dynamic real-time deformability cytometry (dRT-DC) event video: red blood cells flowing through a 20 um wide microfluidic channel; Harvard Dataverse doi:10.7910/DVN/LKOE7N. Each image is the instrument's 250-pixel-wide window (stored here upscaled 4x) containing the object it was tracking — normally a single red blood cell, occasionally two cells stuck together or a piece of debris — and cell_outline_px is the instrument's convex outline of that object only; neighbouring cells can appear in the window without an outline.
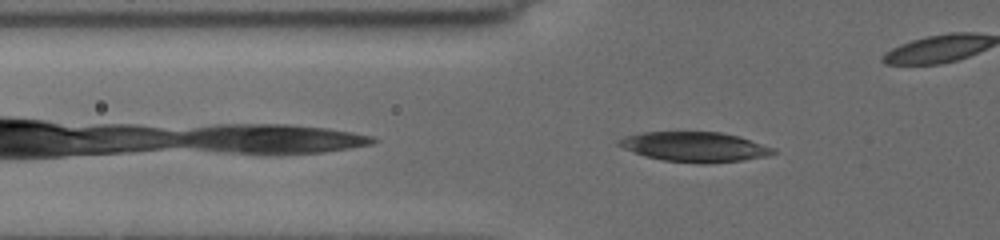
{"species": "common noctule bat (a hibernating species)", "species_latin": "Nyctalus noctula", "temperature_condition": "cold", "stored_images_in_passage": 6, "camera_frame_rate_fps": 3000, "um_per_image_px": 0.085, "animal": {"sex": "female", "body_mass_g": 19.5, "forearm_length_mm": 54.1}, "frame": {"image": 1, "passage_image": 3, "time_ms": 1.0, "image_size_px": [1000, 240], "cell_outline_px": [[780, 152], [768, 156], [744, 160], [704, 164], [700, 164], [664, 160], [644, 156], [624, 148], [616, 144], [616, 140], [624, 136], [640, 132], [720, 132], [740, 136], [776, 148]], "centroid_in_image_um": [59.09, 12.48], "position_along_channel_um": 66.7, "area_um2": 27.28}}